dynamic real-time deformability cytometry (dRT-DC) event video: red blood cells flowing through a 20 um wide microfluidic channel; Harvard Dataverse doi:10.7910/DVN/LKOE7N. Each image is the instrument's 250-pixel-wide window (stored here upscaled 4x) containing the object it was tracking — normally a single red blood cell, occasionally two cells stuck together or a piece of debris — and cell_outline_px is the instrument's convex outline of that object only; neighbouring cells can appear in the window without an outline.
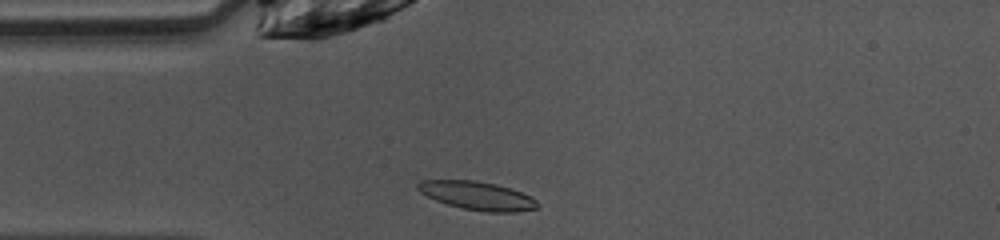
{"species": "common noctule bat (a hibernating species)", "species_latin": "Nyctalus noctula", "temperature_condition": "warm", "stored_images_in_passage": 38, "camera_frame_rate_fps": 3000, "um_per_image_px": 0.085, "animal": {"sex": "female", "body_mass_g": 10.0, "forearm_length_mm": 53.1}, "frame": {"image": 1, "passage_image": 1, "time_ms": 0.0, "image_size_px": [1000, 240], "cell_outline_px": [[540, 208], [516, 212], [484, 212], [460, 208], [436, 200], [420, 192], [416, 188], [416, 184], [420, 180], [476, 180], [496, 184], [520, 192], [536, 200], [540, 204]], "centroid_in_image_um": [40.57, 16.64], "position_along_channel_um": 44.4, "area_um2": 19.88}}
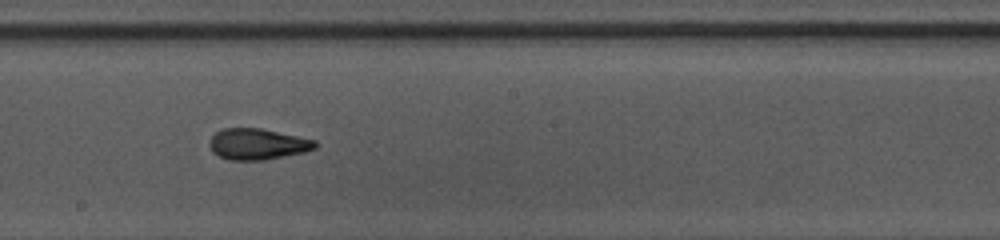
{"frame": {"image": 2, "passage_image": 15, "time_ms": 4.667, "image_size_px": [1000, 240], "cell_outline_px": [[316, 148], [304, 152], [264, 160], [228, 160], [212, 152], [208, 144], [208, 140], [216, 132], [224, 128], [260, 128], [316, 140]], "centroid_in_image_um": [21.85, 12.25], "position_along_channel_um": 226.3, "area_um2": 19.13}}
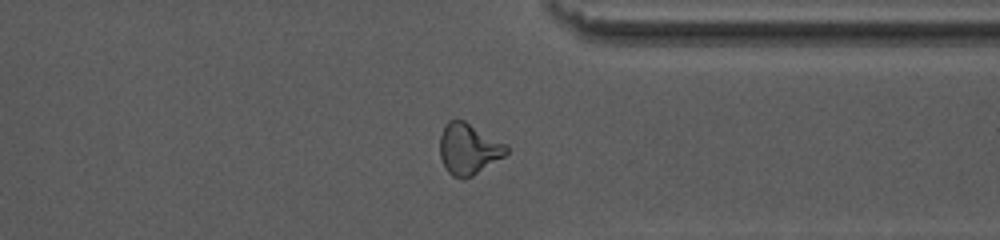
{"frame": {"image": 3, "passage_image": 26, "time_ms": 8.333, "image_size_px": [1000, 240], "cell_outline_px": [[508, 152], [504, 156], [472, 176], [452, 176], [444, 168], [440, 156], [440, 136], [444, 124], [448, 120], [464, 120], [508, 144]], "centroid_in_image_um": [39.82, 12.62], "position_along_channel_um": 371.6, "area_um2": 19.77}, "authors_computed_cell_mechanics": {"area_um2": 19.4497, "velocity_mm_per_s": 4.0664, "shape_relaxation_time_tau1_ms": 6.4532, "shape_relaxation_time_tau2_ms": 1.8806, "deformation_change_tau1": 0.1775, "deformation_change_tau2": 0.0949}}